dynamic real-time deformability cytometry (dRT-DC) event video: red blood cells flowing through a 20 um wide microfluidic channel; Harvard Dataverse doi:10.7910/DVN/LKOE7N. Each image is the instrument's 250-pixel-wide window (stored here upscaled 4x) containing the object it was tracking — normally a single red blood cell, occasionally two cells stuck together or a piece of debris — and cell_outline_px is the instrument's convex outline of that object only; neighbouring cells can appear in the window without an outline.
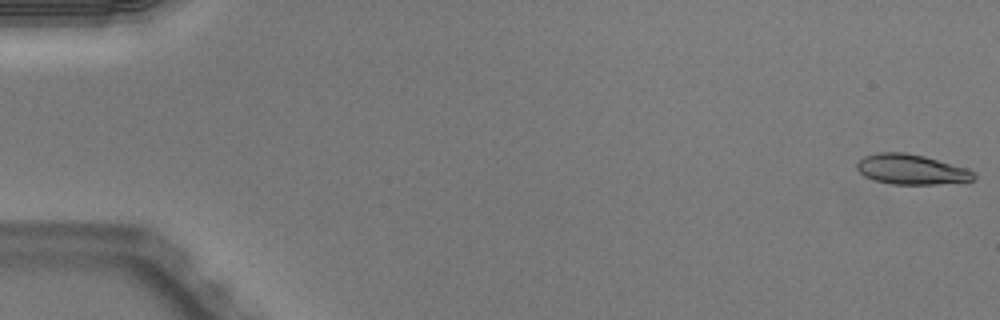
{"species": "Egyptian fruit bat (a non-hibernating species)", "species_latin": "Rousettus aegyptiacus", "temperature_condition": "warm", "stored_images_in_passage": 52, "camera_frame_rate_fps": 3000, "um_per_image_px": 0.085, "animal": {"sex": "male"}, "frame": {"image": 1, "passage_image": 1, "time_ms": 0.0, "image_size_px": [1000, 320], "cell_outline_px": [[976, 180], [964, 184], [892, 184], [876, 180], [864, 176], [856, 168], [856, 164], [864, 156], [880, 152], [904, 152], [924, 156], [968, 168], [976, 172]], "centroid_in_image_um": [77.58, 14.42], "position_along_channel_um": 7.4, "area_um2": 20.92}}
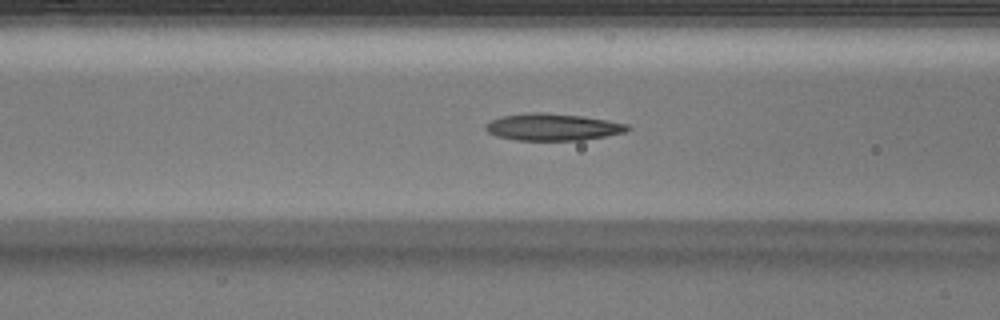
{"frame": {"image": 2, "passage_image": 21, "time_ms": 6.667, "image_size_px": [1000, 320], "cell_outline_px": [[632, 128], [624, 132], [604, 136], [580, 140], [516, 140], [496, 136], [488, 132], [484, 128], [484, 124], [500, 116], [532, 112], [544, 112], [584, 116], [608, 120], [628, 124]], "centroid_in_image_um": [46.96, 10.79], "position_along_channel_um": 119.6, "area_um2": 22.37}}
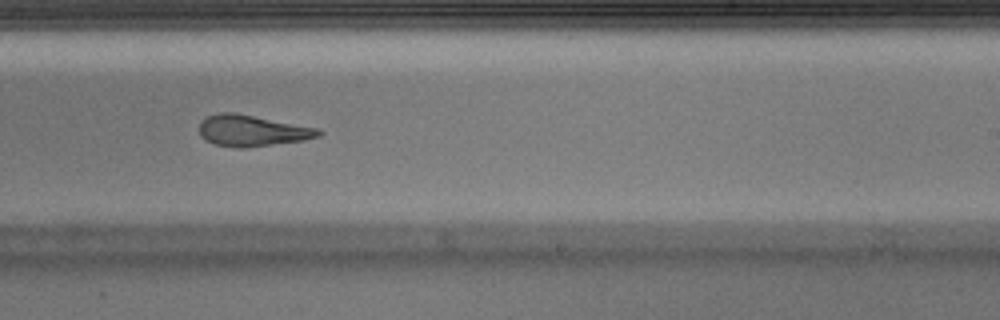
{"frame": {"image": 3, "passage_image": 32, "time_ms": 10.333, "image_size_px": [1000, 320], "cell_outline_px": [[324, 132], [320, 136], [304, 140], [244, 148], [236, 148], [216, 144], [204, 140], [200, 136], [200, 120], [208, 116], [220, 112], [232, 112], [320, 128]], "centroid_in_image_um": [21.44, 11.11], "position_along_channel_um": 267.6, "area_um2": 21.73}, "authors_computed_cell_mechanics": {"area_um2": 21.8484, "velocity_mm_per_s": 4.0312, "shape_relaxation_time_tau1_ms": 5.088, "shape_relaxation_time_tau2_ms": 2.6401, "deformation_change_tau1": 0.2059, "deformation_change_tau2": 0.1376}}